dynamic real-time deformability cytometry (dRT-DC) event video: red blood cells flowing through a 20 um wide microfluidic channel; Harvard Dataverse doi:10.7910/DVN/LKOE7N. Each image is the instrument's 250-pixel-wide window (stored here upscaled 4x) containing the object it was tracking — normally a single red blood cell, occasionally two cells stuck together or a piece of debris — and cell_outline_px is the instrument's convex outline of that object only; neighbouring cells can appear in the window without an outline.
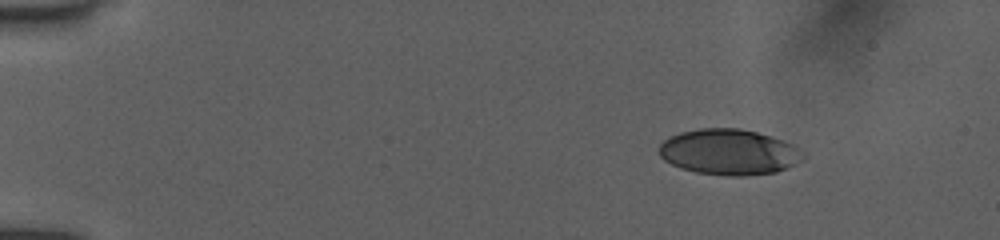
{"species": "human", "species_latin": "Homo sapiens", "temperature_condition": "room temperature", "stored_images_in_passage": 37, "camera_frame_rate_fps": 3000, "um_per_image_px": 0.085, "donor": {"sex": "female"}, "frame": {"image": 1, "passage_image": 5, "time_ms": 2.0, "image_size_px": [1000, 240], "cell_outline_px": [[804, 160], [776, 172], [744, 176], [724, 176], [696, 172], [680, 168], [664, 160], [660, 156], [660, 144], [668, 136], [680, 132], [700, 128], [740, 128], [756, 132], [784, 140], [792, 144], [804, 152]], "centroid_in_image_um": [61.97, 12.92], "position_along_channel_um": 23.0, "area_um2": 38.55}}
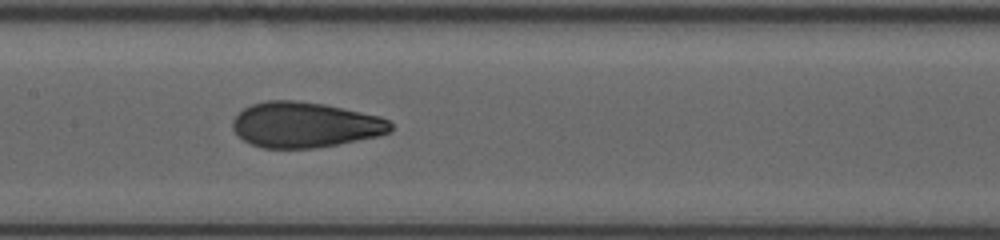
{"frame": {"image": 2, "passage_image": 18, "time_ms": 8.667, "image_size_px": [1000, 240], "cell_outline_px": [[392, 128], [388, 132], [380, 136], [316, 148], [264, 148], [252, 144], [244, 140], [232, 128], [232, 120], [244, 108], [252, 104], [264, 100], [296, 100], [324, 104], [380, 116], [388, 120], [392, 124]], "centroid_in_image_um": [25.92, 10.6], "position_along_channel_um": 181.5, "area_um2": 41.79}}
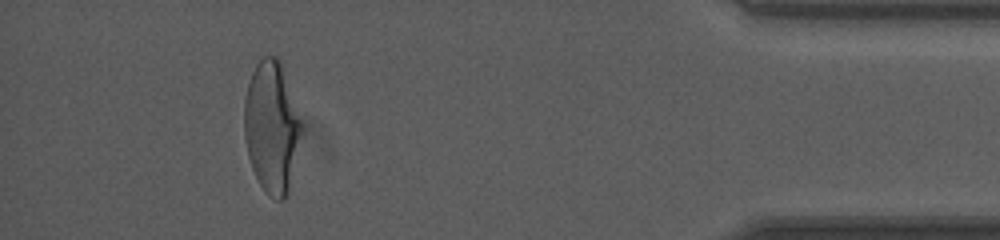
{"frame": {"image": 3, "passage_image": 33, "time_ms": 15.667, "image_size_px": [1000, 240], "cell_outline_px": [[304, 128], [288, 196], [284, 200], [276, 200], [268, 196], [264, 192], [252, 168], [248, 156], [244, 140], [244, 96], [252, 72], [256, 64], [264, 56], [276, 56], [280, 60]], "centroid_in_image_um": [23.11, 10.85], "position_along_channel_um": 412.1, "area_um2": 44.51}, "authors_computed_cell_mechanics": {"area_um2": 41.4426, "velocity_mm_per_s": 3.9853, "shape_relaxation_time_tau1_ms": 5.4027, "shape_relaxation_time_tau2_ms": 0.7452, "deformation_change_tau1": 0.2016, "deformation_change_tau2": 0.064}}